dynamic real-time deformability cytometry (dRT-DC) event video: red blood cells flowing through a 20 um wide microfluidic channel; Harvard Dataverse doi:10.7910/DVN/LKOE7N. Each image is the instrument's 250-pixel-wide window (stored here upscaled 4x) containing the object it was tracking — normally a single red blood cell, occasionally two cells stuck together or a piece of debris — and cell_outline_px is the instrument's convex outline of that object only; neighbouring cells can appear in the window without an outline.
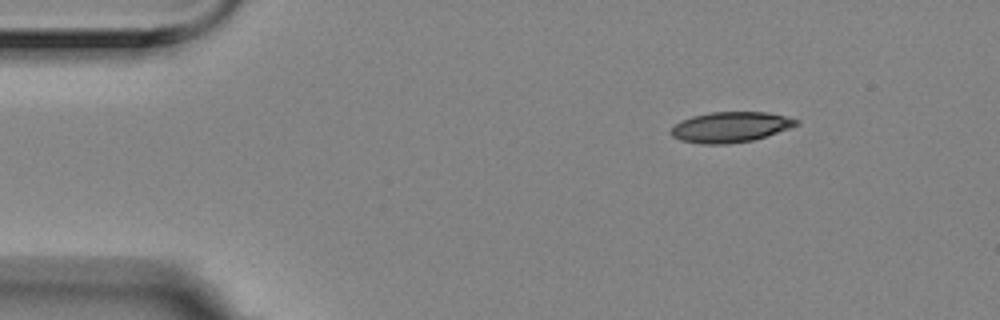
{"species": "Egyptian fruit bat (a non-hibernating species)", "species_latin": "Rousettus aegyptiacus", "temperature_condition": "room temperature", "stored_images_in_passage": 3, "camera_frame_rate_fps": 3000, "um_per_image_px": 0.085, "animal": {"sex": "female"}, "frame": {"image": 1, "passage_image": 1, "time_ms": 0.0, "image_size_px": [1000, 320], "cell_outline_px": [[800, 124], [752, 140], [728, 144], [704, 144], [680, 140], [672, 136], [668, 132], [680, 120], [692, 116], [712, 112], [768, 112], [800, 120]], "centroid_in_image_um": [62.05, 10.8], "position_along_channel_um": 22.9, "area_um2": 22.08}}